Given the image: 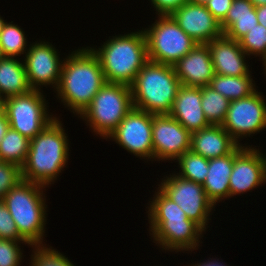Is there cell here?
I'll return each instance as SVG.
<instances>
[{"label":"cell","mask_w":266,"mask_h":266,"mask_svg":"<svg viewBox=\"0 0 266 266\" xmlns=\"http://www.w3.org/2000/svg\"><path fill=\"white\" fill-rule=\"evenodd\" d=\"M25 35V31L17 24H13V21L4 24L0 34V47L4 57L17 58L23 54L24 59V55L29 49Z\"/></svg>","instance_id":"cell-27"},{"label":"cell","mask_w":266,"mask_h":266,"mask_svg":"<svg viewBox=\"0 0 266 266\" xmlns=\"http://www.w3.org/2000/svg\"><path fill=\"white\" fill-rule=\"evenodd\" d=\"M152 144L155 161H175L190 150L191 133L169 114H152Z\"/></svg>","instance_id":"cell-15"},{"label":"cell","mask_w":266,"mask_h":266,"mask_svg":"<svg viewBox=\"0 0 266 266\" xmlns=\"http://www.w3.org/2000/svg\"><path fill=\"white\" fill-rule=\"evenodd\" d=\"M3 58H4V55H3V53H2V49H1V47H0V60L3 59Z\"/></svg>","instance_id":"cell-43"},{"label":"cell","mask_w":266,"mask_h":266,"mask_svg":"<svg viewBox=\"0 0 266 266\" xmlns=\"http://www.w3.org/2000/svg\"><path fill=\"white\" fill-rule=\"evenodd\" d=\"M230 102L209 85L202 87L201 106L210 125H222Z\"/></svg>","instance_id":"cell-26"},{"label":"cell","mask_w":266,"mask_h":266,"mask_svg":"<svg viewBox=\"0 0 266 266\" xmlns=\"http://www.w3.org/2000/svg\"><path fill=\"white\" fill-rule=\"evenodd\" d=\"M188 1L189 0H150L151 6L154 7L157 15H171Z\"/></svg>","instance_id":"cell-35"},{"label":"cell","mask_w":266,"mask_h":266,"mask_svg":"<svg viewBox=\"0 0 266 266\" xmlns=\"http://www.w3.org/2000/svg\"><path fill=\"white\" fill-rule=\"evenodd\" d=\"M9 122L7 120V116L2 108H0V143L9 129Z\"/></svg>","instance_id":"cell-36"},{"label":"cell","mask_w":266,"mask_h":266,"mask_svg":"<svg viewBox=\"0 0 266 266\" xmlns=\"http://www.w3.org/2000/svg\"><path fill=\"white\" fill-rule=\"evenodd\" d=\"M132 108L131 87L106 82L79 118L96 136L107 139Z\"/></svg>","instance_id":"cell-7"},{"label":"cell","mask_w":266,"mask_h":266,"mask_svg":"<svg viewBox=\"0 0 266 266\" xmlns=\"http://www.w3.org/2000/svg\"><path fill=\"white\" fill-rule=\"evenodd\" d=\"M5 21L6 20H4L3 17L0 16V34L2 32V29H3L4 24L6 23Z\"/></svg>","instance_id":"cell-41"},{"label":"cell","mask_w":266,"mask_h":266,"mask_svg":"<svg viewBox=\"0 0 266 266\" xmlns=\"http://www.w3.org/2000/svg\"><path fill=\"white\" fill-rule=\"evenodd\" d=\"M98 57L106 82L131 85L138 72L149 61L142 30L109 37L102 46L90 47Z\"/></svg>","instance_id":"cell-4"},{"label":"cell","mask_w":266,"mask_h":266,"mask_svg":"<svg viewBox=\"0 0 266 266\" xmlns=\"http://www.w3.org/2000/svg\"><path fill=\"white\" fill-rule=\"evenodd\" d=\"M190 2L196 3V4H202L205 5L206 2H208L209 0H189Z\"/></svg>","instance_id":"cell-40"},{"label":"cell","mask_w":266,"mask_h":266,"mask_svg":"<svg viewBox=\"0 0 266 266\" xmlns=\"http://www.w3.org/2000/svg\"><path fill=\"white\" fill-rule=\"evenodd\" d=\"M105 83L99 59L87 46L66 56L55 93L63 105L79 117Z\"/></svg>","instance_id":"cell-2"},{"label":"cell","mask_w":266,"mask_h":266,"mask_svg":"<svg viewBox=\"0 0 266 266\" xmlns=\"http://www.w3.org/2000/svg\"><path fill=\"white\" fill-rule=\"evenodd\" d=\"M30 147V139L9 127L0 143V161L24 165Z\"/></svg>","instance_id":"cell-25"},{"label":"cell","mask_w":266,"mask_h":266,"mask_svg":"<svg viewBox=\"0 0 266 266\" xmlns=\"http://www.w3.org/2000/svg\"><path fill=\"white\" fill-rule=\"evenodd\" d=\"M257 24L255 6L249 0H233L220 27L227 38L239 41Z\"/></svg>","instance_id":"cell-22"},{"label":"cell","mask_w":266,"mask_h":266,"mask_svg":"<svg viewBox=\"0 0 266 266\" xmlns=\"http://www.w3.org/2000/svg\"><path fill=\"white\" fill-rule=\"evenodd\" d=\"M143 31L148 60L155 63L173 66L197 45L171 15H158L157 20Z\"/></svg>","instance_id":"cell-8"},{"label":"cell","mask_w":266,"mask_h":266,"mask_svg":"<svg viewBox=\"0 0 266 266\" xmlns=\"http://www.w3.org/2000/svg\"><path fill=\"white\" fill-rule=\"evenodd\" d=\"M46 186L26 180L19 181L3 199L19 234L30 244H45L47 221Z\"/></svg>","instance_id":"cell-5"},{"label":"cell","mask_w":266,"mask_h":266,"mask_svg":"<svg viewBox=\"0 0 266 266\" xmlns=\"http://www.w3.org/2000/svg\"><path fill=\"white\" fill-rule=\"evenodd\" d=\"M108 139L141 160L154 161L152 114L144 110L133 107Z\"/></svg>","instance_id":"cell-12"},{"label":"cell","mask_w":266,"mask_h":266,"mask_svg":"<svg viewBox=\"0 0 266 266\" xmlns=\"http://www.w3.org/2000/svg\"><path fill=\"white\" fill-rule=\"evenodd\" d=\"M238 145L221 125H210L191 134L190 150L207 159L230 154Z\"/></svg>","instance_id":"cell-20"},{"label":"cell","mask_w":266,"mask_h":266,"mask_svg":"<svg viewBox=\"0 0 266 266\" xmlns=\"http://www.w3.org/2000/svg\"><path fill=\"white\" fill-rule=\"evenodd\" d=\"M0 238L26 241L18 232L16 224L3 200H0Z\"/></svg>","instance_id":"cell-33"},{"label":"cell","mask_w":266,"mask_h":266,"mask_svg":"<svg viewBox=\"0 0 266 266\" xmlns=\"http://www.w3.org/2000/svg\"><path fill=\"white\" fill-rule=\"evenodd\" d=\"M21 180V168L18 165L0 161V200Z\"/></svg>","instance_id":"cell-32"},{"label":"cell","mask_w":266,"mask_h":266,"mask_svg":"<svg viewBox=\"0 0 266 266\" xmlns=\"http://www.w3.org/2000/svg\"><path fill=\"white\" fill-rule=\"evenodd\" d=\"M63 123L58 117L40 133L30 139V147L24 165L22 179L42 184H54L68 164L70 142Z\"/></svg>","instance_id":"cell-3"},{"label":"cell","mask_w":266,"mask_h":266,"mask_svg":"<svg viewBox=\"0 0 266 266\" xmlns=\"http://www.w3.org/2000/svg\"><path fill=\"white\" fill-rule=\"evenodd\" d=\"M202 87L180 86L169 115L191 134L210 126L201 106Z\"/></svg>","instance_id":"cell-19"},{"label":"cell","mask_w":266,"mask_h":266,"mask_svg":"<svg viewBox=\"0 0 266 266\" xmlns=\"http://www.w3.org/2000/svg\"><path fill=\"white\" fill-rule=\"evenodd\" d=\"M215 74L222 76L249 75L248 55L240 47L239 41L222 35L220 38L208 42Z\"/></svg>","instance_id":"cell-18"},{"label":"cell","mask_w":266,"mask_h":266,"mask_svg":"<svg viewBox=\"0 0 266 266\" xmlns=\"http://www.w3.org/2000/svg\"><path fill=\"white\" fill-rule=\"evenodd\" d=\"M230 101L242 99L256 90L252 72L243 76H222L215 74L209 85Z\"/></svg>","instance_id":"cell-24"},{"label":"cell","mask_w":266,"mask_h":266,"mask_svg":"<svg viewBox=\"0 0 266 266\" xmlns=\"http://www.w3.org/2000/svg\"><path fill=\"white\" fill-rule=\"evenodd\" d=\"M171 16L197 44H207L223 35L220 23L205 5L188 1L175 10Z\"/></svg>","instance_id":"cell-16"},{"label":"cell","mask_w":266,"mask_h":266,"mask_svg":"<svg viewBox=\"0 0 266 266\" xmlns=\"http://www.w3.org/2000/svg\"><path fill=\"white\" fill-rule=\"evenodd\" d=\"M239 43L249 57L258 56L262 60L266 55V28L258 23L239 40Z\"/></svg>","instance_id":"cell-30"},{"label":"cell","mask_w":266,"mask_h":266,"mask_svg":"<svg viewBox=\"0 0 266 266\" xmlns=\"http://www.w3.org/2000/svg\"><path fill=\"white\" fill-rule=\"evenodd\" d=\"M255 8L258 23L266 28V5H261Z\"/></svg>","instance_id":"cell-38"},{"label":"cell","mask_w":266,"mask_h":266,"mask_svg":"<svg viewBox=\"0 0 266 266\" xmlns=\"http://www.w3.org/2000/svg\"><path fill=\"white\" fill-rule=\"evenodd\" d=\"M255 7L266 5V0H249Z\"/></svg>","instance_id":"cell-39"},{"label":"cell","mask_w":266,"mask_h":266,"mask_svg":"<svg viewBox=\"0 0 266 266\" xmlns=\"http://www.w3.org/2000/svg\"><path fill=\"white\" fill-rule=\"evenodd\" d=\"M0 108H2V100H1V98H0Z\"/></svg>","instance_id":"cell-44"},{"label":"cell","mask_w":266,"mask_h":266,"mask_svg":"<svg viewBox=\"0 0 266 266\" xmlns=\"http://www.w3.org/2000/svg\"><path fill=\"white\" fill-rule=\"evenodd\" d=\"M21 58L4 57L0 60V98L22 95L30 92L25 64Z\"/></svg>","instance_id":"cell-23"},{"label":"cell","mask_w":266,"mask_h":266,"mask_svg":"<svg viewBox=\"0 0 266 266\" xmlns=\"http://www.w3.org/2000/svg\"><path fill=\"white\" fill-rule=\"evenodd\" d=\"M159 189L185 212L188 219L197 223L205 232L209 227L214 204L207 197L202 184L184 179L175 173L165 176Z\"/></svg>","instance_id":"cell-10"},{"label":"cell","mask_w":266,"mask_h":266,"mask_svg":"<svg viewBox=\"0 0 266 266\" xmlns=\"http://www.w3.org/2000/svg\"><path fill=\"white\" fill-rule=\"evenodd\" d=\"M30 244L27 241H13L0 238V266H21L24 258L21 244ZM20 245V246H19Z\"/></svg>","instance_id":"cell-31"},{"label":"cell","mask_w":266,"mask_h":266,"mask_svg":"<svg viewBox=\"0 0 266 266\" xmlns=\"http://www.w3.org/2000/svg\"><path fill=\"white\" fill-rule=\"evenodd\" d=\"M182 86L204 87L210 85L215 72L208 44H197L174 65Z\"/></svg>","instance_id":"cell-17"},{"label":"cell","mask_w":266,"mask_h":266,"mask_svg":"<svg viewBox=\"0 0 266 266\" xmlns=\"http://www.w3.org/2000/svg\"><path fill=\"white\" fill-rule=\"evenodd\" d=\"M43 91L31 90L28 93L2 100L11 129L32 139L40 133L56 116L48 112V102Z\"/></svg>","instance_id":"cell-9"},{"label":"cell","mask_w":266,"mask_h":266,"mask_svg":"<svg viewBox=\"0 0 266 266\" xmlns=\"http://www.w3.org/2000/svg\"><path fill=\"white\" fill-rule=\"evenodd\" d=\"M233 164L234 150L225 156L209 159L207 177L202 186L215 207L220 201L230 199L229 179Z\"/></svg>","instance_id":"cell-21"},{"label":"cell","mask_w":266,"mask_h":266,"mask_svg":"<svg viewBox=\"0 0 266 266\" xmlns=\"http://www.w3.org/2000/svg\"><path fill=\"white\" fill-rule=\"evenodd\" d=\"M156 191L146 207L153 243L165 252L198 250L205 231L159 188Z\"/></svg>","instance_id":"cell-1"},{"label":"cell","mask_w":266,"mask_h":266,"mask_svg":"<svg viewBox=\"0 0 266 266\" xmlns=\"http://www.w3.org/2000/svg\"><path fill=\"white\" fill-rule=\"evenodd\" d=\"M266 98L256 89L251 95L230 102L222 127L239 144L244 137L266 129Z\"/></svg>","instance_id":"cell-11"},{"label":"cell","mask_w":266,"mask_h":266,"mask_svg":"<svg viewBox=\"0 0 266 266\" xmlns=\"http://www.w3.org/2000/svg\"><path fill=\"white\" fill-rule=\"evenodd\" d=\"M180 86L174 66L148 61L130 85L133 107L153 115L169 114Z\"/></svg>","instance_id":"cell-6"},{"label":"cell","mask_w":266,"mask_h":266,"mask_svg":"<svg viewBox=\"0 0 266 266\" xmlns=\"http://www.w3.org/2000/svg\"><path fill=\"white\" fill-rule=\"evenodd\" d=\"M257 146L238 145L234 149L233 170L229 179L230 198L266 183V153Z\"/></svg>","instance_id":"cell-14"},{"label":"cell","mask_w":266,"mask_h":266,"mask_svg":"<svg viewBox=\"0 0 266 266\" xmlns=\"http://www.w3.org/2000/svg\"><path fill=\"white\" fill-rule=\"evenodd\" d=\"M232 2L233 0H209L206 2L205 7L210 11L214 18L221 23L225 19Z\"/></svg>","instance_id":"cell-34"},{"label":"cell","mask_w":266,"mask_h":266,"mask_svg":"<svg viewBox=\"0 0 266 266\" xmlns=\"http://www.w3.org/2000/svg\"><path fill=\"white\" fill-rule=\"evenodd\" d=\"M174 162H178L180 168L179 173L175 172L176 175L203 185L208 173L209 159L189 150Z\"/></svg>","instance_id":"cell-28"},{"label":"cell","mask_w":266,"mask_h":266,"mask_svg":"<svg viewBox=\"0 0 266 266\" xmlns=\"http://www.w3.org/2000/svg\"><path fill=\"white\" fill-rule=\"evenodd\" d=\"M33 248L30 255V266H75L62 252L46 244L30 245Z\"/></svg>","instance_id":"cell-29"},{"label":"cell","mask_w":266,"mask_h":266,"mask_svg":"<svg viewBox=\"0 0 266 266\" xmlns=\"http://www.w3.org/2000/svg\"><path fill=\"white\" fill-rule=\"evenodd\" d=\"M58 49L50 42L39 40L29 45L24 56V64L29 85L32 90L42 91V86L57 89L62 66Z\"/></svg>","instance_id":"cell-13"},{"label":"cell","mask_w":266,"mask_h":266,"mask_svg":"<svg viewBox=\"0 0 266 266\" xmlns=\"http://www.w3.org/2000/svg\"><path fill=\"white\" fill-rule=\"evenodd\" d=\"M262 63H263L264 71H265L264 74H266V55L262 58Z\"/></svg>","instance_id":"cell-42"},{"label":"cell","mask_w":266,"mask_h":266,"mask_svg":"<svg viewBox=\"0 0 266 266\" xmlns=\"http://www.w3.org/2000/svg\"><path fill=\"white\" fill-rule=\"evenodd\" d=\"M217 258H210L208 260H203V262H199V263H195V264H192L191 265H188V266H229V264L227 265L226 262H222L220 260H216Z\"/></svg>","instance_id":"cell-37"}]
</instances>
